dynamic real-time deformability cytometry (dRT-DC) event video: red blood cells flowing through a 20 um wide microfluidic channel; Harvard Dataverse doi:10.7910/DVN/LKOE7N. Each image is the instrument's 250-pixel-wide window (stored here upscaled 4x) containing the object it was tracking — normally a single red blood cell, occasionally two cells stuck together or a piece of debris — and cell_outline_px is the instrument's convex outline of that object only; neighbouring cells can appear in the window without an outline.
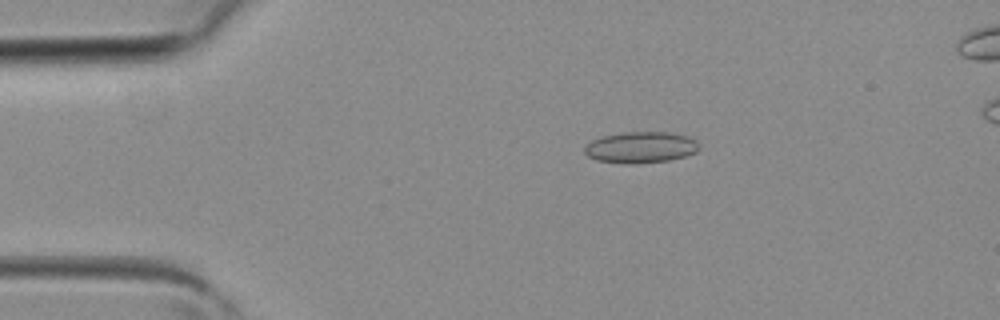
{"species": "common noctule bat (a hibernating species)", "species_latin": "Nyctalus noctula", "temperature_condition": "room temperature", "stored_images_in_passage": 4, "camera_frame_rate_fps": 3000, "um_per_image_px": 0.085, "animal": {"sex": "female", "body_mass_g": 19.3, "forearm_length_mm": 54.1}, "frame": {"image": 1, "passage_image": 2, "time_ms": 0.333, "image_size_px": [1000, 320], "cell_outline_px": [[700, 148], [696, 152], [684, 156], [668, 160], [632, 164], [624, 164], [596, 160], [588, 156], [584, 152], [584, 148], [592, 140], [604, 136], [624, 132], [668, 132], [688, 136], [696, 140], [700, 144]], "centroid_in_image_um": [54.48, 12.52], "position_along_channel_um": 30.5, "area_um2": 20.87}}